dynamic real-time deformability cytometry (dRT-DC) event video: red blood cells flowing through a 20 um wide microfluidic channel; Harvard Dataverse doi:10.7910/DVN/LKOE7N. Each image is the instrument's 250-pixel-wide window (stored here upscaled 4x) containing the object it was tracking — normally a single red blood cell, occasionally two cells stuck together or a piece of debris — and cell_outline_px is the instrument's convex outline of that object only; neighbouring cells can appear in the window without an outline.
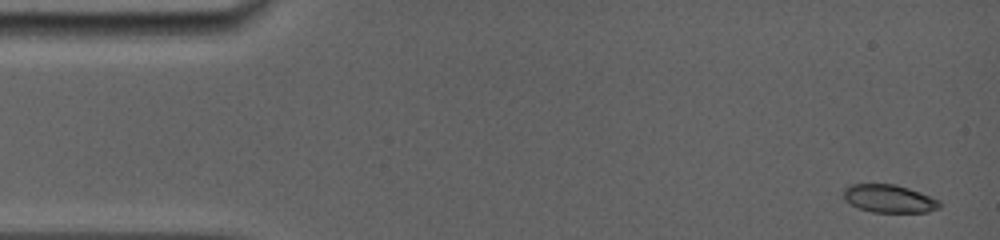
{"species": "common noctule bat (a hibernating species)", "species_latin": "Nyctalus noctula", "temperature_condition": "room temperature", "stored_images_in_passage": 8, "camera_frame_rate_fps": 5000, "um_per_image_px": 0.085, "animal": {"sex": "female", "body_mass_g": 19.0, "forearm_length_mm": 56.7}, "frame": {"image": 1, "passage_image": 1, "time_ms": 0.0, "image_size_px": [1000, 240], "cell_outline_px": [[940, 208], [928, 212], [872, 212], [860, 208], [844, 200], [844, 188], [848, 184], [896, 184], [920, 192], [940, 200]], "centroid_in_image_um": [75.58, 16.88], "position_along_channel_um": 9.4, "area_um2": 15.66}}
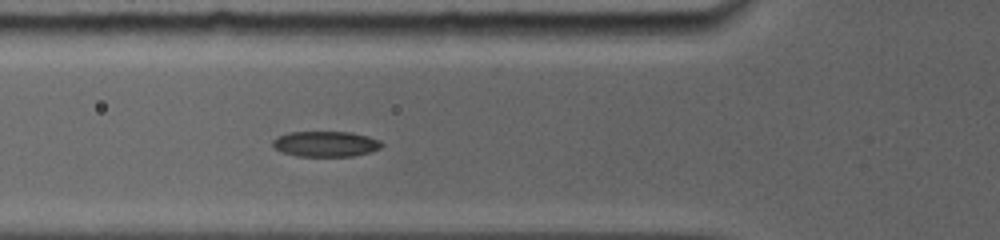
{"frame": {"image": 2, "passage_image": 6, "time_ms": 5.2, "image_size_px": [1000, 240], "cell_outline_px": [[384, 144], [380, 148], [368, 152], [352, 156], [296, 156], [280, 152], [272, 148], [272, 140], [276, 136], [288, 132], [352, 132], [368, 136], [380, 140]], "centroid_in_image_um": [27.62, 12.23], "position_along_channel_um": 98.2, "area_um2": 16.42}}
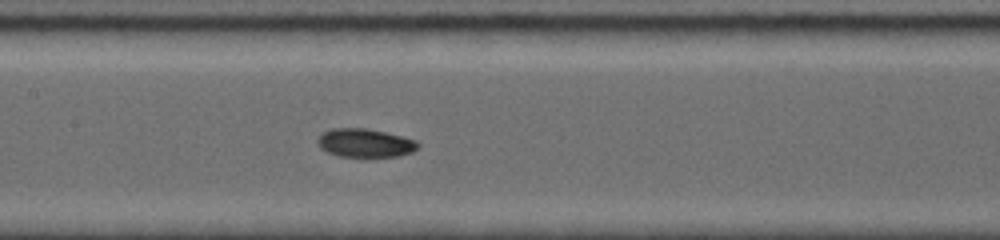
{"frame": {"image": 3, "passage_image": 8, "time_ms": 7.2, "image_size_px": [1000, 240], "cell_outline_px": [[420, 144], [412, 152], [400, 156], [364, 160], [340, 156], [328, 152], [320, 148], [316, 144], [316, 140], [324, 132], [332, 128], [364, 128], [384, 132], [416, 140]], "centroid_in_image_um": [31.02, 12.21], "position_along_channel_um": 176.4, "area_um2": 17.34}}